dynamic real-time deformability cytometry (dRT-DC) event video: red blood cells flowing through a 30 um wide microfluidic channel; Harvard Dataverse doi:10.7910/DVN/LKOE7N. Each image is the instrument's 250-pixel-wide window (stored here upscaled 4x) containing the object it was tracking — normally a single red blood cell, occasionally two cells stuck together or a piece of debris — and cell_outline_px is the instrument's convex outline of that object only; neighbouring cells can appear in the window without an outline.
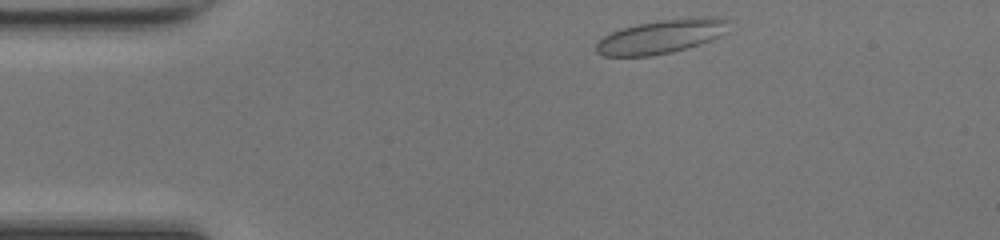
{"species": "common noctule bat (a hibernating species)", "species_latin": "Nyctalus noctula", "temperature_condition": "room temperature", "stored_images_in_passage": 42, "camera_frame_rate_fps": 3000, "um_per_image_px": 0.085, "animal": {"sex": "female", "body_mass_g": 17.0, "forearm_length_mm": 48.0}, "frame": {"image": 1, "passage_image": 2, "time_ms": 0.333, "image_size_px": [1000, 240], "cell_outline_px": [[728, 32], [720, 36], [700, 44], [688, 48], [672, 52], [652, 56], [604, 56], [596, 52], [596, 44], [604, 36], [620, 28], [636, 24], [660, 20], [700, 16], [716, 16], [728, 20]], "centroid_in_image_um": [56.24, 3.09], "position_along_channel_um": 28.8, "area_um2": 26.41}}
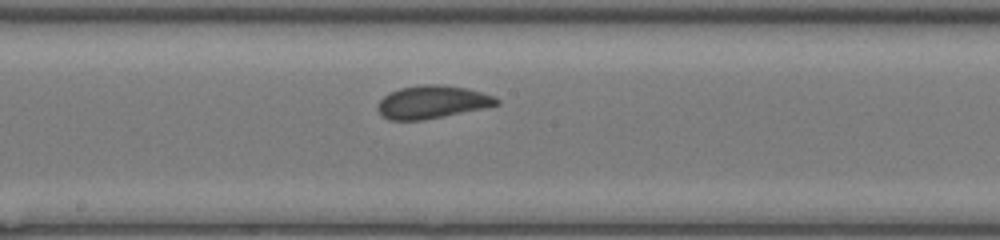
{"frame": {"image": 2, "passage_image": 19, "time_ms": 6.0, "image_size_px": [1000, 240], "cell_outline_px": [[500, 104], [444, 116], [420, 120], [388, 120], [376, 108], [380, 100], [388, 92], [400, 88], [420, 84], [436, 84], [468, 88], [492, 96], [500, 100]], "centroid_in_image_um": [36.7, 8.66], "position_along_channel_um": 211.5, "area_um2": 22.6}}
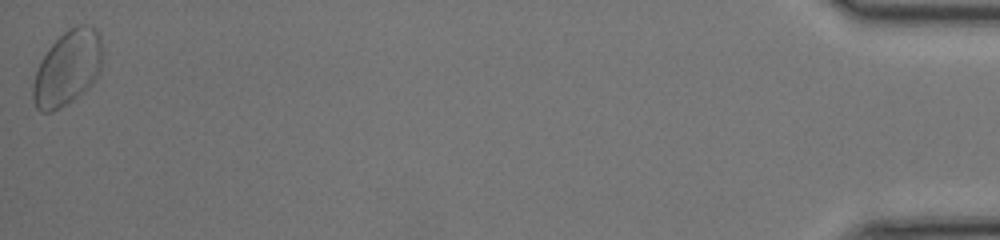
{"frame": {"image": 3, "passage_image": 42, "time_ms": 13.667, "image_size_px": [1000, 240], "cell_outline_px": [[104, 52], [100, 72], [72, 100], [52, 112], [40, 112], [36, 108], [32, 100], [32, 84], [40, 60], [48, 48], [64, 32], [76, 24], [84, 24], [96, 28], [100, 36], [104, 48]], "centroid_in_image_um": [5.73, 5.75], "position_along_channel_um": 429.5, "area_um2": 30.29}, "authors_computed_cell_mechanics": {"area_um2": 22.9466, "velocity_mm_per_s": 4.2208, "shape_relaxation_time_tau1_ms": 3.5974, "shape_relaxation_time_tau2_ms": null, "deformation_change_tau1": 0.11, "deformation_change_tau2": null}}